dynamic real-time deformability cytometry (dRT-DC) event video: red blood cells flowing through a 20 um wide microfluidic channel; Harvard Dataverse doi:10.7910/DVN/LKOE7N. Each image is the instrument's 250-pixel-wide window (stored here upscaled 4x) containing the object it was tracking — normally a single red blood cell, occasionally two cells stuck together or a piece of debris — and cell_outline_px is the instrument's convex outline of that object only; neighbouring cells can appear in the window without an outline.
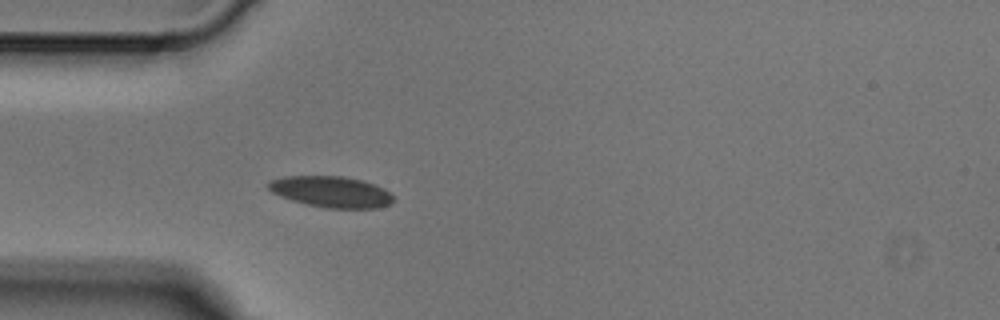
{"species": "Egyptian fruit bat (a non-hibernating species)", "species_latin": "Rousettus aegyptiacus", "temperature_condition": "cold", "stored_images_in_passage": 4, "camera_frame_rate_fps": 3000, "um_per_image_px": 0.085, "animal": {"sex": "male"}, "frame": {"image": 1, "passage_image": 4, "time_ms": 1.0, "image_size_px": [1000, 320], "cell_outline_px": [[392, 204], [376, 208], [324, 208], [292, 200], [280, 196], [272, 192], [268, 188], [268, 180], [284, 176], [344, 176], [376, 184], [384, 188], [392, 196]], "centroid_in_image_um": [28.14, 16.29], "position_along_channel_um": 56.9, "area_um2": 22.66}}